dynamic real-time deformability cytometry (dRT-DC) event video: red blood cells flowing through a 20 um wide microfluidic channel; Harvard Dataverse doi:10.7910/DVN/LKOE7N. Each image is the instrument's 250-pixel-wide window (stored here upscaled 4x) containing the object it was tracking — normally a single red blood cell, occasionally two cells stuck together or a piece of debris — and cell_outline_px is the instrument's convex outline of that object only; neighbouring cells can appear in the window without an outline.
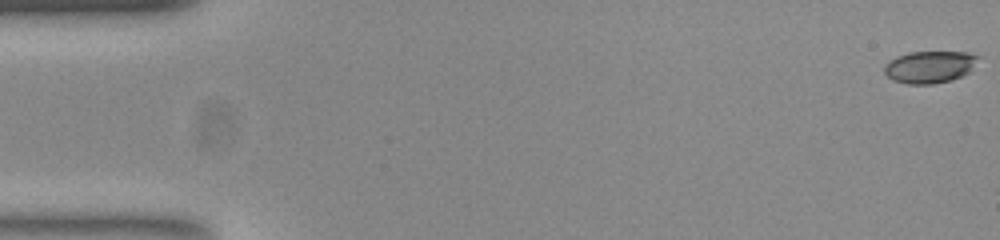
{"species": "common noctule bat (a hibernating species)", "species_latin": "Nyctalus noctula", "temperature_condition": "room temperature", "stored_images_in_passage": 54, "camera_frame_rate_fps": 3000, "um_per_image_px": 0.085, "animal": {"sex": "female", "body_mass_g": 23.0, "forearm_length_mm": 53.4}, "frame": {"image": 1, "passage_image": 1, "time_ms": 0.0, "image_size_px": [1000, 240], "cell_outline_px": [[984, 56], [972, 72], [952, 80], [932, 84], [908, 84], [892, 80], [884, 72], [884, 64], [888, 60], [896, 56], [908, 52], [968, 52]], "centroid_in_image_um": [79.11, 5.68], "position_along_channel_um": 5.9, "area_um2": 18.21}}
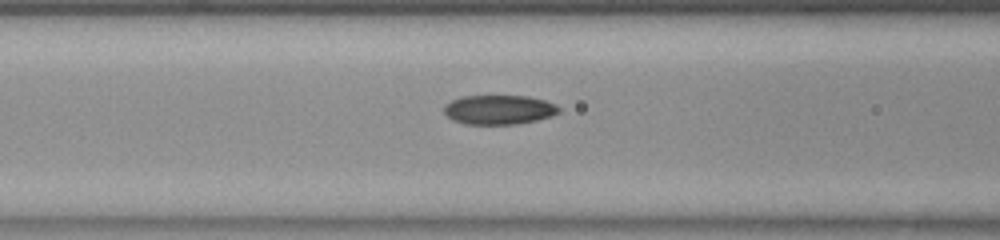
{"frame": {"image": 2, "passage_image": 22, "time_ms": 7.0, "image_size_px": [1000, 240], "cell_outline_px": [[560, 112], [552, 116], [536, 120], [516, 124], [464, 124], [452, 120], [444, 112], [444, 104], [460, 96], [528, 96], [544, 100], [556, 104], [560, 108]], "centroid_in_image_um": [42.41, 9.32], "position_along_channel_um": 124.2, "area_um2": 19.77}}
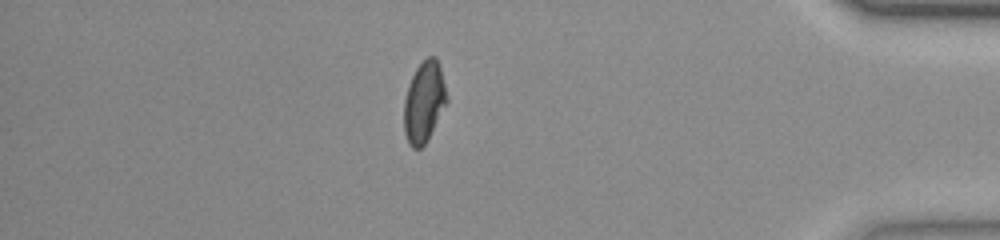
{"frame": {"image": 3, "passage_image": 47, "time_ms": 15.333, "image_size_px": [1000, 240], "cell_outline_px": [[448, 100], [424, 144], [420, 148], [412, 148], [408, 144], [404, 132], [404, 100], [408, 84], [416, 68], [428, 56], [436, 56], [440, 64]], "centroid_in_image_um": [36.03, 8.63], "position_along_channel_um": 399.2, "area_um2": 20.0}, "authors_computed_cell_mechanics": {"area_um2": 20.0277, "velocity_mm_per_s": 3.7987, "shape_relaxation_time_tau1_ms": 8.2091, "shape_relaxation_time_tau2_ms": 2.5094, "deformation_change_tau1": 0.2098, "deformation_change_tau2": 0.0742}}